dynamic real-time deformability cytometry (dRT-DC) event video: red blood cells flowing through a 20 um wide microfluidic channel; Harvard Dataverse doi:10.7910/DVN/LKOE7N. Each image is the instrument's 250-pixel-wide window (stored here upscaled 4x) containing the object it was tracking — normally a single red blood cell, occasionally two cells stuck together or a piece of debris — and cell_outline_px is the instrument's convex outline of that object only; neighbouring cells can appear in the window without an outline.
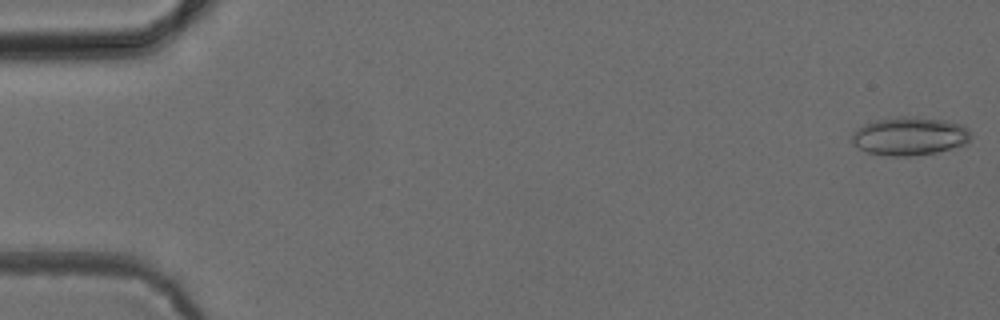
{"species": "common noctule bat (a hibernating species)", "species_latin": "Nyctalus noctula", "temperature_condition": "cold", "stored_images_in_passage": 4, "camera_frame_rate_fps": 3000, "um_per_image_px": 0.085, "animal": {"sex": "female", "body_mass_g": 24.6, "forearm_length_mm": 56.2}, "frame": {"image": 1, "passage_image": 1, "time_ms": 0.0, "image_size_px": [1000, 320], "cell_outline_px": [[972, 136], [964, 144], [936, 152], [912, 156], [888, 156], [868, 152], [852, 144], [852, 136], [856, 128], [864, 124], [876, 120], [900, 116], [904, 116], [944, 120], [960, 124], [968, 128]], "centroid_in_image_um": [77.29, 11.57], "position_along_channel_um": 7.7, "area_um2": 26.36}}